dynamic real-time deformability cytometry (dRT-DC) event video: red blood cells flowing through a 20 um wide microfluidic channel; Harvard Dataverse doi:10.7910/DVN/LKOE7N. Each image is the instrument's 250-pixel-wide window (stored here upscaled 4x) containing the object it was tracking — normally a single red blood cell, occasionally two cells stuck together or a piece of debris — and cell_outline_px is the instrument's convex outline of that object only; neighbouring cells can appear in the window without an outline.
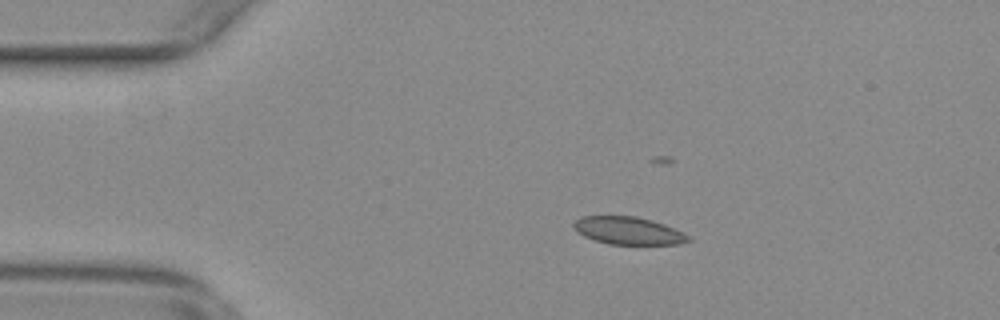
{"species": "common noctule bat (a hibernating species)", "species_latin": "Nyctalus noctula", "temperature_condition": "warm", "stored_images_in_passage": 56, "camera_frame_rate_fps": 3000, "um_per_image_px": 0.085, "animal": {"sex": "female", "body_mass_g": 29.2, "forearm_length_mm": 56.3}, "frame": {"image": 1, "passage_image": 11, "time_ms": 3.333, "image_size_px": [1000, 320], "cell_outline_px": [[692, 240], [680, 244], [608, 244], [584, 236], [572, 224], [580, 216], [636, 216], [652, 220], [664, 224], [688, 236]], "centroid_in_image_um": [53.4, 19.6], "position_along_channel_um": 31.6, "area_um2": 18.15}}
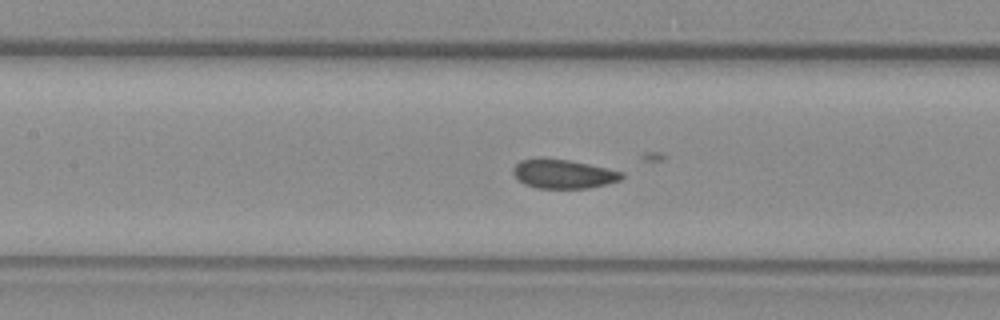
{"frame": {"image": 2, "passage_image": 25, "time_ms": 8.0, "image_size_px": [1000, 320], "cell_outline_px": [[624, 176], [620, 180], [588, 188], [536, 188], [524, 184], [512, 172], [512, 168], [520, 160], [568, 160], [588, 164], [624, 172]], "centroid_in_image_um": [47.9, 14.81], "position_along_channel_um": 159.5, "area_um2": 17.8}}
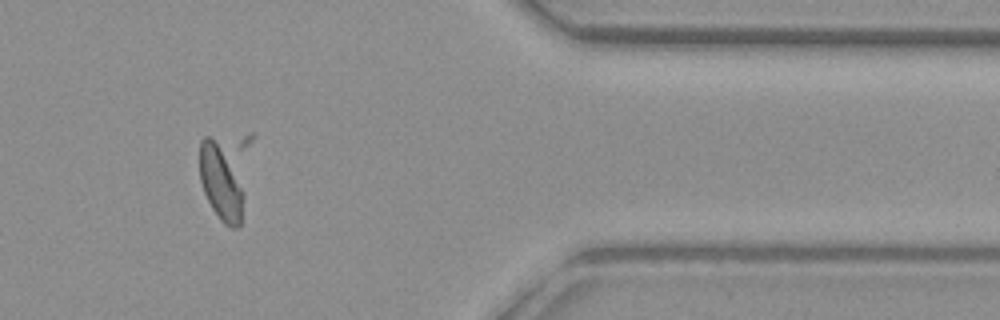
{"frame": {"image": 3, "passage_image": 46, "time_ms": 15.0, "image_size_px": [1000, 320], "cell_outline_px": [[244, 196], [240, 224], [236, 228], [232, 228], [224, 224], [220, 220], [212, 208], [204, 192], [200, 180], [200, 140], [204, 136], [208, 136], [224, 152], [244, 192]], "centroid_in_image_um": [18.75, 15.61], "position_along_channel_um": 392.7, "area_um2": 18.55}}